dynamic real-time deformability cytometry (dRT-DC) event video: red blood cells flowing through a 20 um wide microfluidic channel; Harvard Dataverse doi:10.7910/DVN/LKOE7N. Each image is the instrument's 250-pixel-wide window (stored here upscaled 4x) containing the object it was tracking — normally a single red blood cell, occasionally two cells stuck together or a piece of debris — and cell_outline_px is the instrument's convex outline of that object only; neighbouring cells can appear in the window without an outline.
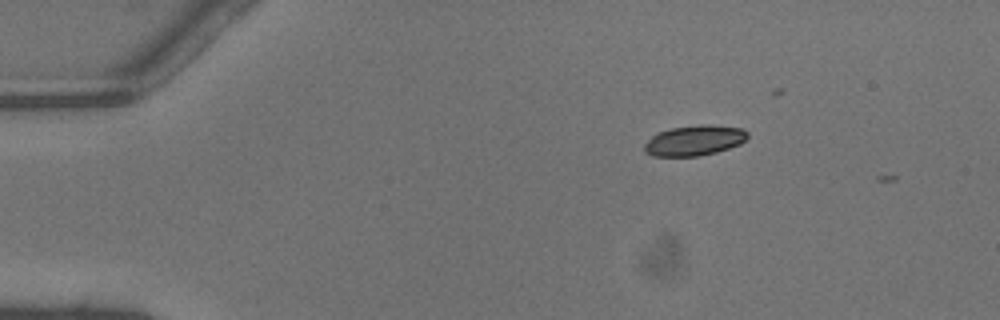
{"species": "common noctule bat (a hibernating species)", "species_latin": "Nyctalus noctula", "temperature_condition": "warm", "stored_images_in_passage": 4, "camera_frame_rate_fps": 3000, "um_per_image_px": 0.085, "animal": {"sex": "male", "body_mass_g": 13.3}, "frame": {"image": 1, "passage_image": 2, "time_ms": 0.333, "image_size_px": [1000, 320], "cell_outline_px": [[748, 136], [740, 144], [716, 152], [700, 156], [652, 156], [644, 152], [644, 144], [656, 132], [672, 128], [700, 124], [704, 124], [744, 128], [748, 132]], "centroid_in_image_um": [59.01, 11.93], "position_along_channel_um": 26.0, "area_um2": 18.32}}